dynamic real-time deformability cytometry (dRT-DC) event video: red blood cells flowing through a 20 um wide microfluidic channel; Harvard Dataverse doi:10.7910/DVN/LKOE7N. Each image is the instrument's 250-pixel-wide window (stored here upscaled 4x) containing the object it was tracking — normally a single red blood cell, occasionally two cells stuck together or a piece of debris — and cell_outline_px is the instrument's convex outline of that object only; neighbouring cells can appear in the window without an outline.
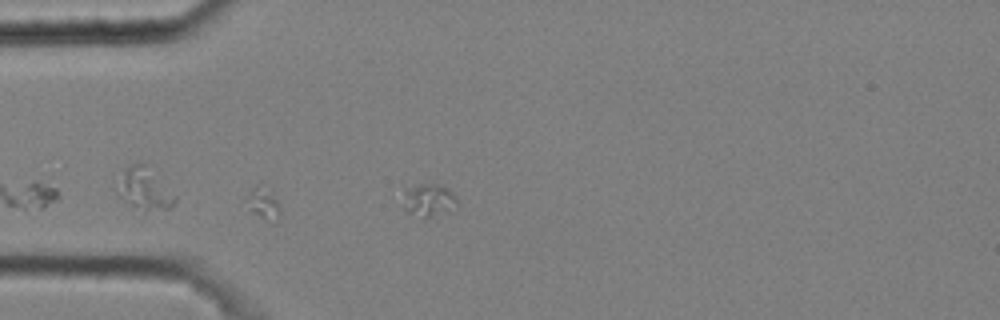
{"species": "common noctule bat (a hibernating species)", "species_latin": "Nyctalus noctula", "temperature_condition": "cold", "stored_images_in_passage": 3, "camera_frame_rate_fps": 3000, "um_per_image_px": 0.085, "animal": {"sex": "male", "body_mass_g": 20.4}, "frame": {"image": 1, "passage_image": 3, "time_ms": 0.667, "image_size_px": [1000, 320], "cell_outline_px": [[456, 212], [424, 220], [408, 212], [404, 208], [404, 188], [420, 184], [436, 184], [448, 188], [456, 196]], "centroid_in_image_um": [36.49, 17.08], "position_along_channel_um": 48.5, "area_um2": 10.98}}